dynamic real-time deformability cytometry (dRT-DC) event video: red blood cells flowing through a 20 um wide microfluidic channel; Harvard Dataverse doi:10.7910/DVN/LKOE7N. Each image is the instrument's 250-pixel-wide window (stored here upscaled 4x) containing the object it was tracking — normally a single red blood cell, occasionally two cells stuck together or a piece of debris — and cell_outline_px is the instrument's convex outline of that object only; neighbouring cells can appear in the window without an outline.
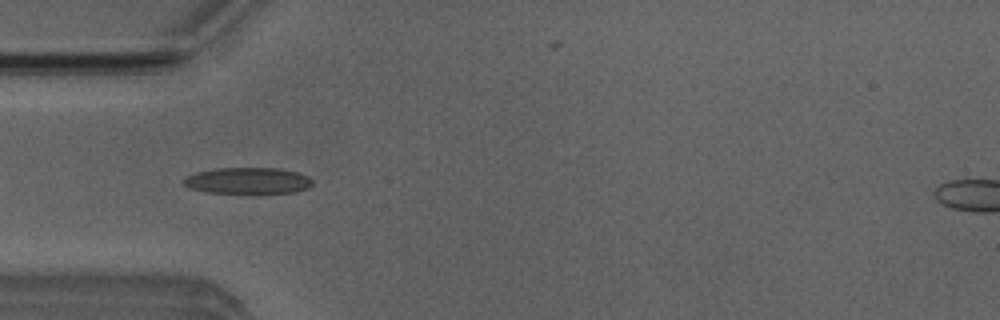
{"species": "Egyptian fruit bat (a non-hibernating species)", "species_latin": "Rousettus aegyptiacus", "temperature_condition": "room temperature", "stored_images_in_passage": 39, "camera_frame_rate_fps": 3000, "um_per_image_px": 0.085, "animal": {"sex": "male"}, "frame": {"image": 1, "passage_image": 3, "time_ms": 0.667, "image_size_px": [1000, 320], "cell_outline_px": [[312, 184], [308, 188], [296, 192], [256, 196], [208, 192], [188, 188], [184, 184], [184, 176], [196, 172], [216, 168], [276, 168], [296, 172], [308, 176], [312, 180]], "centroid_in_image_um": [21.07, 15.41], "position_along_channel_um": 63.9, "area_um2": 20.75}}
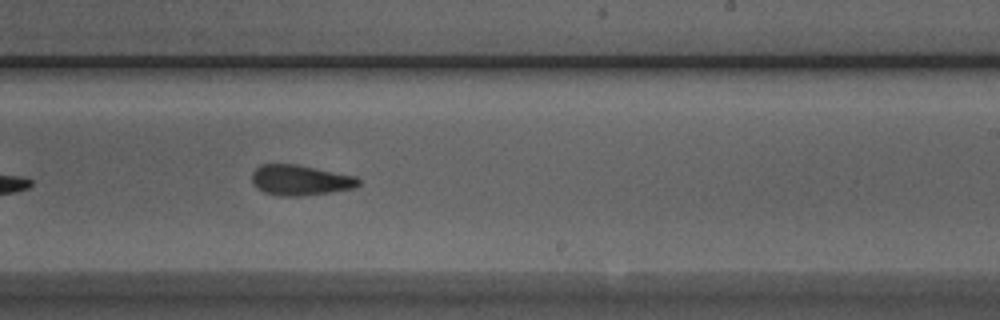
{"frame": {"image": 2, "passage_image": 18, "time_ms": 5.667, "image_size_px": [1000, 320], "cell_outline_px": [[360, 184], [356, 188], [304, 196], [280, 196], [264, 192], [256, 188], [252, 184], [252, 172], [260, 164], [296, 164], [356, 176], [360, 180]], "centroid_in_image_um": [25.51, 15.32], "position_along_channel_um": 263.5, "area_um2": 19.07}}
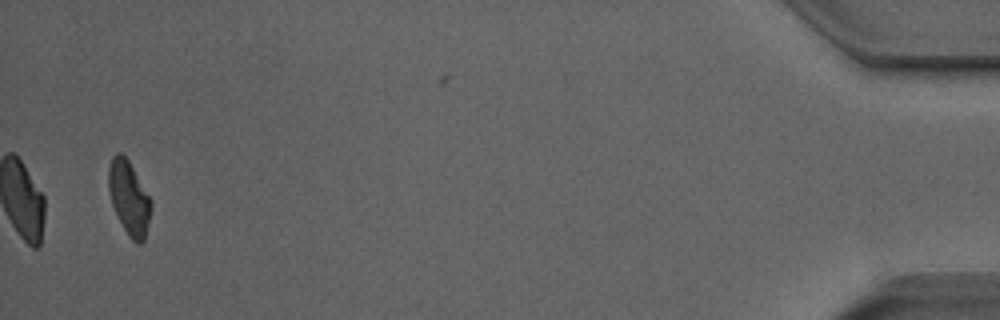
{"frame": {"image": 3, "passage_image": 37, "time_ms": 12.0, "image_size_px": [1000, 320], "cell_outline_px": [[152, 208], [144, 240], [140, 244], [136, 244], [128, 236], [112, 204], [108, 188], [108, 168], [112, 156], [116, 152], [120, 152], [128, 160], [152, 200]], "centroid_in_image_um": [10.97, 16.81], "position_along_channel_um": 424.2, "area_um2": 18.21}, "authors_computed_cell_mechanics": {"area_um2": 18.9006, "velocity_mm_per_s": 4.0059, "shape_relaxation_time_tau1_ms": 11.348, "shape_relaxation_time_tau2_ms": 2.8445, "deformation_change_tau1": 0.2316, "deformation_change_tau2": 0.1095}}